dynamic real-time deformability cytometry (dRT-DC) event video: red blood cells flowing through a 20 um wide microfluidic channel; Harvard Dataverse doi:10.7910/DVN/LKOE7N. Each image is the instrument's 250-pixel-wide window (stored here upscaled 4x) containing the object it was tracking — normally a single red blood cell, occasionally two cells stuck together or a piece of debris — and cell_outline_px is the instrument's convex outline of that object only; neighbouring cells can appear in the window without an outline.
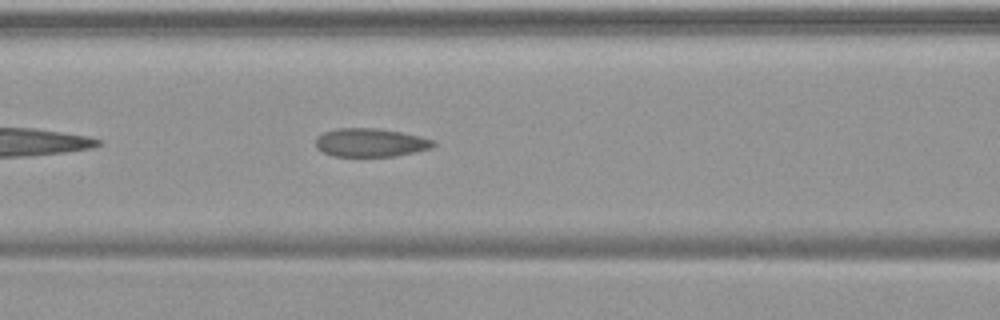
{"species": "common noctule bat (a hibernating species)", "species_latin": "Nyctalus noctula", "temperature_condition": "warm", "stored_images_in_passage": 39, "camera_frame_rate_fps": 3000, "um_per_image_px": 0.085, "animal": {"sex": "female", "body_mass_g": 19.9}, "frame": {"image": 1, "passage_image": 8, "time_ms": 2.333, "image_size_px": [1000, 320], "cell_outline_px": [[436, 144], [432, 148], [416, 152], [396, 156], [332, 156], [316, 148], [316, 136], [324, 132], [336, 128], [376, 128], [400, 132], [420, 136], [432, 140]], "centroid_in_image_um": [31.48, 12.12], "position_along_channel_um": 135.1, "area_um2": 19.54}}
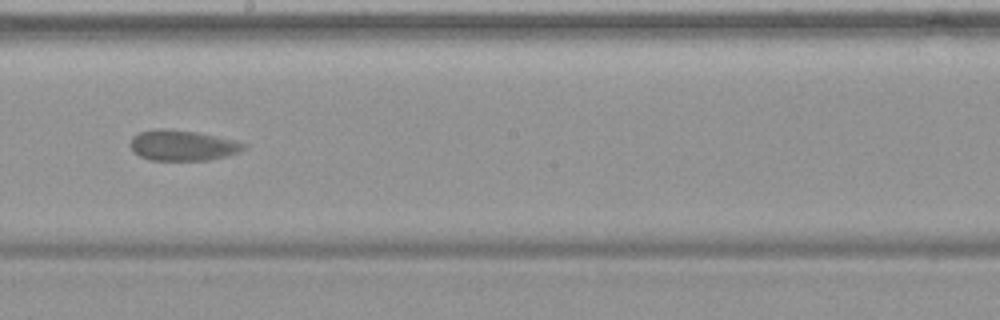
{"frame": {"image": 2, "passage_image": 16, "time_ms": 5.0, "image_size_px": [1000, 320], "cell_outline_px": [[248, 144], [244, 148], [228, 156], [208, 160], [148, 160], [132, 152], [128, 144], [132, 136], [140, 132], [156, 128], [164, 128], [200, 132]], "centroid_in_image_um": [15.45, 12.35], "position_along_channel_um": 232.8, "area_um2": 20.4}}
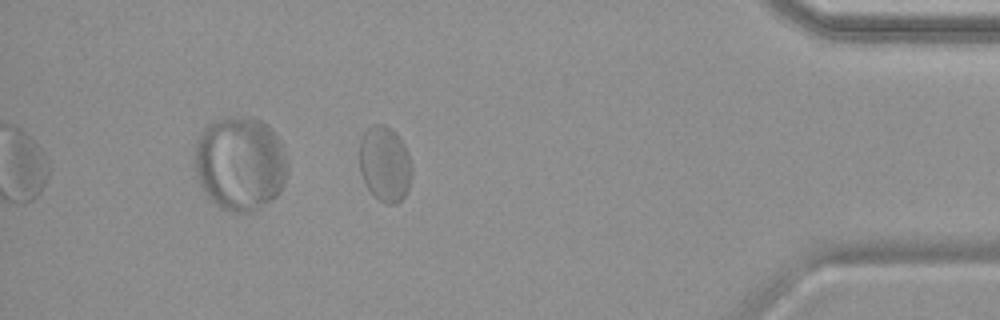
{"frame": {"image": 3, "passage_image": 33, "time_ms": 10.667, "image_size_px": [1000, 320], "cell_outline_px": [[412, 176], [408, 192], [396, 204], [388, 204], [380, 200], [364, 184], [360, 172], [360, 140], [364, 132], [372, 124], [384, 124], [396, 132], [400, 136], [408, 152], [412, 168]], "centroid_in_image_um": [32.73, 13.92], "position_along_channel_um": 402.5, "area_um2": 23.29}, "authors_computed_cell_mechanics": {"area_um2": 20.808, "velocity_mm_per_s": 3.6751, "shape_relaxation_time_tau1_ms": 8.5067, "shape_relaxation_time_tau2_ms": 0.7678, "deformation_change_tau1": 0.096, "deformation_change_tau2": 0.0457}}